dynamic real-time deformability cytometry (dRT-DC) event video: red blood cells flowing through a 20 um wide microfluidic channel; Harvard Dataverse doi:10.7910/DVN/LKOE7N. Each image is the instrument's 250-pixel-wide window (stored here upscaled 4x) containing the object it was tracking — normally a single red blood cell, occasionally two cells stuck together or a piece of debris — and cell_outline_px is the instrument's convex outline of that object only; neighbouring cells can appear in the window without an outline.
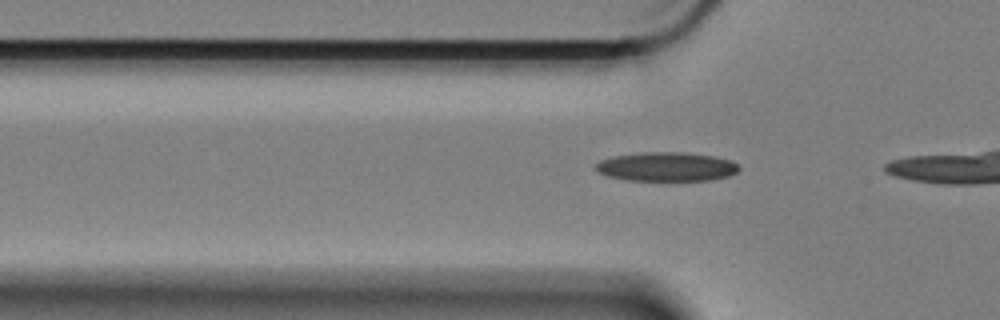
{"species": "Egyptian fruit bat (a non-hibernating species)", "species_latin": "Rousettus aegyptiacus", "temperature_condition": "cold", "stored_images_in_passage": 18, "camera_frame_rate_fps": 3000, "um_per_image_px": 0.085, "animal": {"sex": "female"}, "frame": {"image": 1, "passage_image": 12, "time_ms": 3.667, "image_size_px": [1000, 320], "cell_outline_px": [[740, 168], [736, 172], [728, 176], [708, 180], [628, 180], [608, 176], [600, 172], [596, 168], [596, 164], [600, 160], [616, 156], [644, 152], [684, 152], [716, 156], [732, 160]], "centroid_in_image_um": [56.69, 14.16], "position_along_channel_um": 69.1, "area_um2": 24.04}}
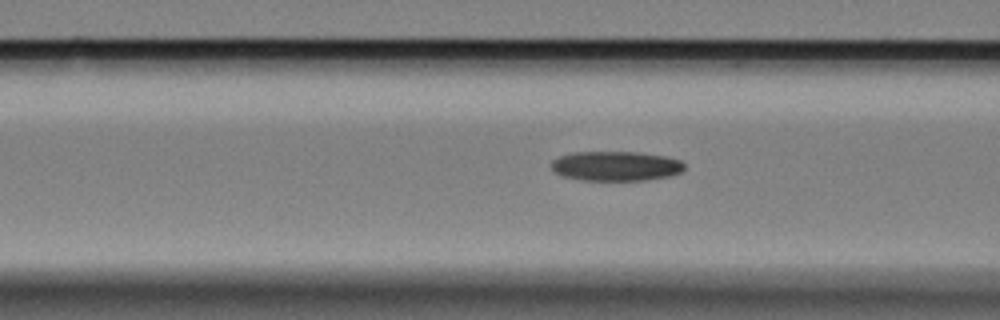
{"frame": {"image": 2, "passage_image": 16, "time_ms": 5.0, "image_size_px": [1000, 320], "cell_outline_px": [[684, 168], [680, 172], [668, 176], [644, 180], [584, 180], [564, 176], [556, 172], [552, 168], [552, 160], [560, 156], [572, 152], [640, 152], [664, 156], [680, 160], [684, 164]], "centroid_in_image_um": [52.35, 14.1], "position_along_channel_um": 114.3, "area_um2": 22.77}}